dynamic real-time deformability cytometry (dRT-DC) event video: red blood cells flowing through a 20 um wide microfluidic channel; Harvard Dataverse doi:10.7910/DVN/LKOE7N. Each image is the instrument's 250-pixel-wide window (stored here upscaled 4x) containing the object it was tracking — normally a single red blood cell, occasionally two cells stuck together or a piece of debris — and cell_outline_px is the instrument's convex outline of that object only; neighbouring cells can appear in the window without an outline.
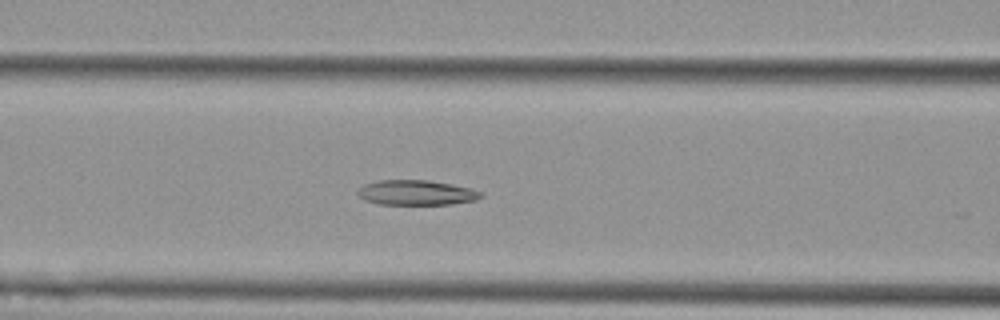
{"species": "Egyptian fruit bat (a non-hibernating species)", "species_latin": "Rousettus aegyptiacus", "temperature_condition": "cold", "stored_images_in_passage": 31, "camera_frame_rate_fps": 3000, "um_per_image_px": 0.085, "animal": {"sex": "female"}, "frame": {"image": 1, "passage_image": 12, "time_ms": 3.667, "image_size_px": [1000, 320], "cell_outline_px": [[476, 196], [468, 200], [440, 204], [392, 204], [376, 200], [380, 184], [396, 180], [412, 180], [444, 184], [460, 188]], "centroid_in_image_um": [35.73, 16.41], "position_along_channel_um": 130.9, "area_um2": 13.24}}
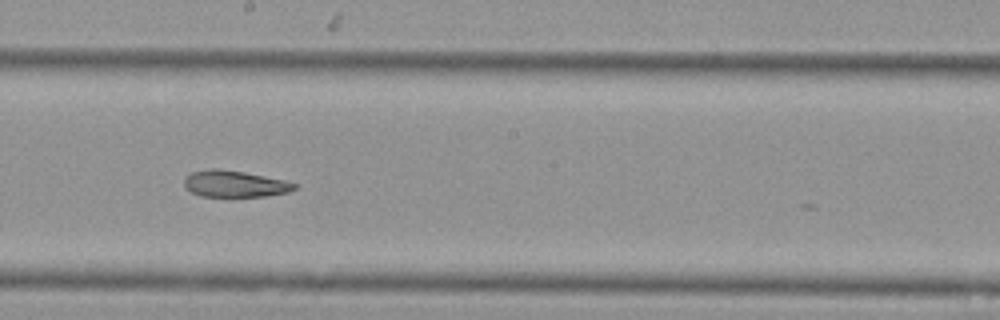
{"frame": {"image": 2, "passage_image": 20, "time_ms": 6.333, "image_size_px": [1000, 320], "cell_outline_px": [[292, 188], [280, 192], [256, 196], [212, 196], [196, 192], [192, 188], [200, 172], [236, 172], [256, 176], [292, 184]], "centroid_in_image_um": [20.13, 15.7], "position_along_channel_um": 228.1, "area_um2": 13.24}}
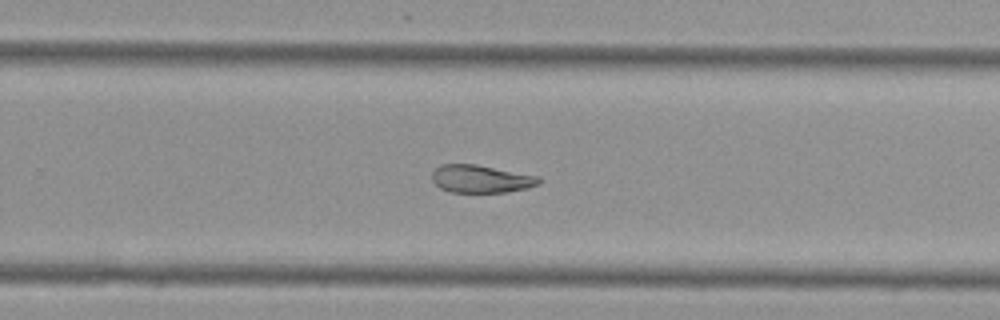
{"frame": {"image": 3, "passage_image": 25, "time_ms": 8.0, "image_size_px": [1000, 320], "cell_outline_px": [[540, 180], [532, 184], [520, 188], [496, 192], [460, 192], [444, 188], [440, 184], [452, 164], [468, 164], [488, 168], [524, 176]], "centroid_in_image_um": [41.01, 15.26], "position_along_channel_um": 288.8, "area_um2": 13.53}}